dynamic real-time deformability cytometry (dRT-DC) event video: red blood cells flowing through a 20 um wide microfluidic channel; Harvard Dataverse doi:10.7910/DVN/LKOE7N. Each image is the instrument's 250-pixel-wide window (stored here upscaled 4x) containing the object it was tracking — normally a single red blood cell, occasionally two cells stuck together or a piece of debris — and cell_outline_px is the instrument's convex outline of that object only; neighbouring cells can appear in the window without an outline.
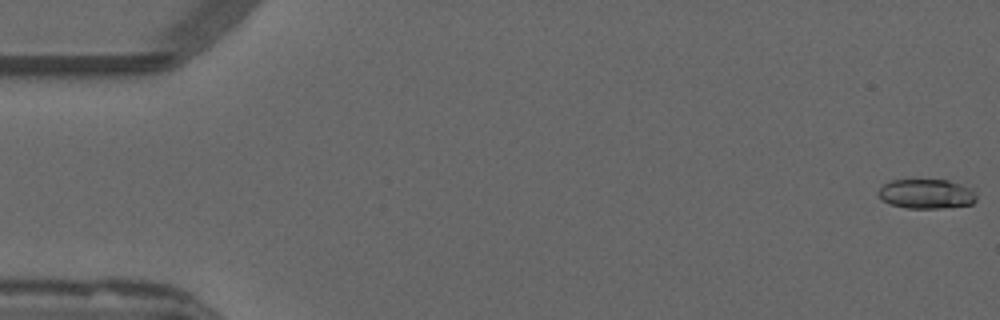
{"species": "common noctule bat (a hibernating species)", "species_latin": "Nyctalus noctula", "temperature_condition": "warm", "stored_images_in_passage": 23, "camera_frame_rate_fps": 3000, "um_per_image_px": 0.085, "animal": {"sex": "male", "forearm_length_mm": 52.5}, "frame": {"image": 1, "passage_image": 1, "time_ms": 0.0, "image_size_px": [1000, 320], "cell_outline_px": [[976, 200], [972, 204], [940, 208], [908, 208], [892, 204], [884, 200], [876, 192], [884, 184], [892, 180], [948, 180], [972, 188], [976, 196]], "centroid_in_image_um": [78.76, 16.47], "position_along_channel_um": 6.2, "area_um2": 16.7}}
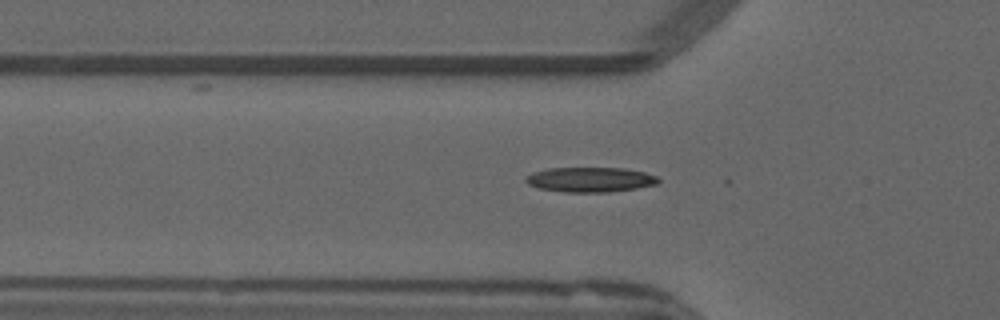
{"frame": {"image": 2, "passage_image": 18, "time_ms": 5.667, "image_size_px": [1000, 320], "cell_outline_px": [[660, 180], [656, 184], [636, 188], [608, 192], [564, 192], [540, 188], [528, 184], [524, 180], [524, 176], [532, 172], [548, 168], [624, 168], [644, 172], [656, 176]], "centroid_in_image_um": [50.13, 15.26], "position_along_channel_um": 75.7, "area_um2": 19.19}}